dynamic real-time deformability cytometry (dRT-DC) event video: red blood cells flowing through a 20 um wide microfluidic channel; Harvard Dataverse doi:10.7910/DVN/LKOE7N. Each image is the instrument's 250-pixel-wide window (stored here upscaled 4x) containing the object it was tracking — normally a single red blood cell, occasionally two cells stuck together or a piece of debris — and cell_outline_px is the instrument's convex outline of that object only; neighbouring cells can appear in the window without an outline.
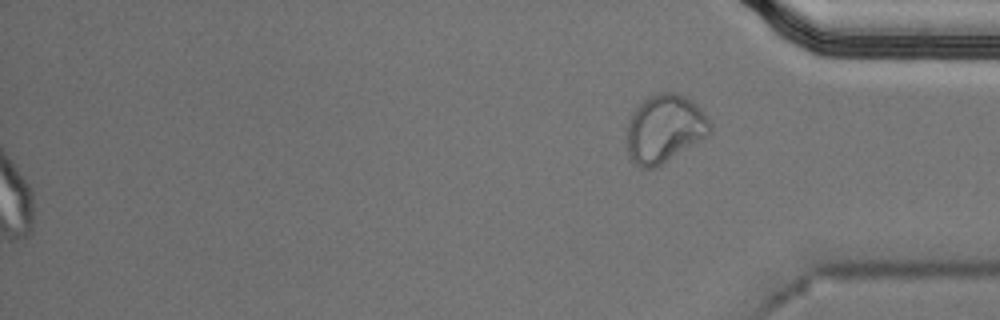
{"species": "Egyptian fruit bat (a non-hibernating species)", "species_latin": "Rousettus aegyptiacus", "temperature_condition": "cold", "stored_images_in_passage": 39, "camera_frame_rate_fps": 3000, "um_per_image_px": 0.085, "animal": {"sex": "male"}, "frame": {"image": 1, "passage_image": 39, "time_ms": 12.667, "image_size_px": [1000, 320], "cell_outline_px": [[712, 132], [708, 136], [656, 168], [640, 168], [628, 156], [628, 120], [636, 108], [644, 100], [656, 92], [672, 92], [684, 96], [692, 100], [700, 108], [712, 124]], "centroid_in_image_um": [56.51, 10.95], "position_along_channel_um": 378.7, "area_um2": 33.0}, "authors_computed_cell_mechanics": {"area_um2": 18.8428, "velocity_mm_per_s": 3.6743, "shape_relaxation_time_tau1_ms": null, "shape_relaxation_time_tau2_ms": 2.5626, "deformation_change_tau1": null, "deformation_change_tau2": 0.0771}}